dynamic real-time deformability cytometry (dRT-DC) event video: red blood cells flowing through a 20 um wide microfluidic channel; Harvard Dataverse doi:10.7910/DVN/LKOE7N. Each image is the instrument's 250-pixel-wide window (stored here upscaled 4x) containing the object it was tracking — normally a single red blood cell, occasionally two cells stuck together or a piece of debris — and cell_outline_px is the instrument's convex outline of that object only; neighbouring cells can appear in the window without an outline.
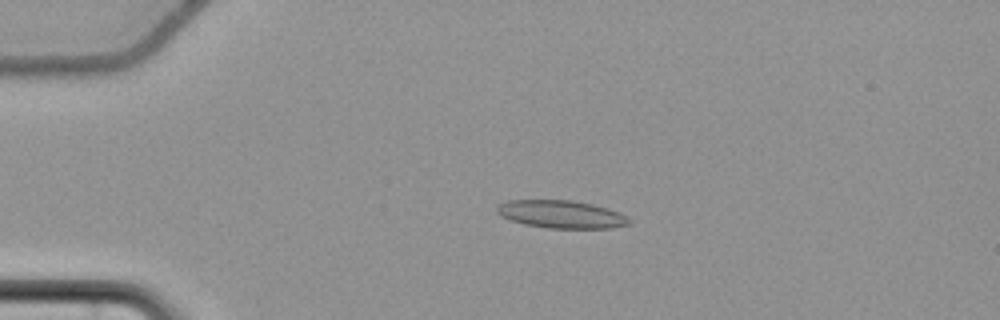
{"species": "common noctule bat (a hibernating species)", "species_latin": "Nyctalus noctula", "temperature_condition": "cold", "stored_images_in_passage": 56, "camera_frame_rate_fps": 3000, "um_per_image_px": 0.085, "animal": {"sex": "female", "body_mass_g": 22.7, "forearm_length_mm": 54.2}, "frame": {"image": 1, "passage_image": 12, "time_ms": 3.667, "image_size_px": [1000, 320], "cell_outline_px": [[632, 224], [612, 228], [548, 228], [524, 224], [500, 216], [496, 212], [496, 208], [500, 204], [508, 200], [572, 200], [592, 204], [608, 208], [632, 220]], "centroid_in_image_um": [47.71, 18.21], "position_along_channel_um": 37.3, "area_um2": 21.39}}
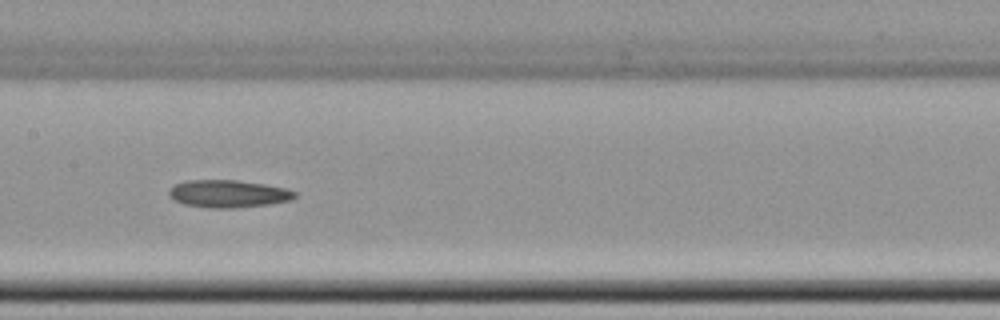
{"frame": {"image": 2, "passage_image": 28, "time_ms": 9.0, "image_size_px": [1000, 320], "cell_outline_px": [[296, 196], [292, 200], [272, 204], [236, 208], [212, 208], [184, 204], [176, 200], [168, 192], [176, 184], [184, 180], [236, 180], [264, 184], [288, 188], [296, 192]], "centroid_in_image_um": [19.48, 16.47], "position_along_channel_um": 187.9, "area_um2": 20.17}}
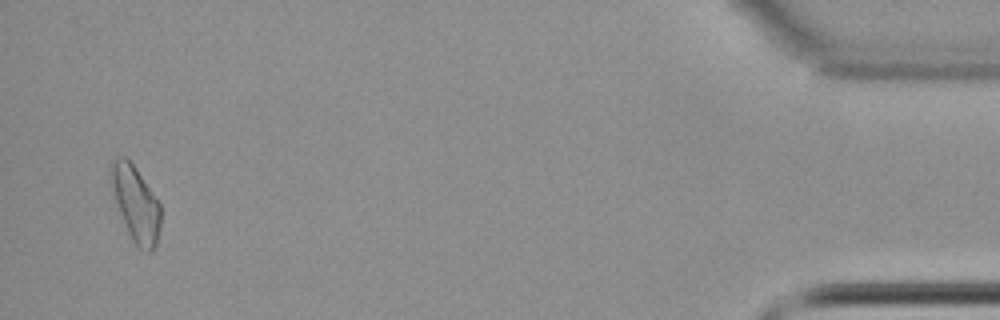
{"frame": {"image": 3, "passage_image": 54, "time_ms": 17.667, "image_size_px": [1000, 320], "cell_outline_px": [[160, 228], [156, 244], [148, 252], [140, 248], [136, 244], [128, 232], [120, 212], [112, 188], [108, 168], [120, 156], [124, 156], [132, 164], [160, 204]], "centroid_in_image_um": [11.53, 17.31], "position_along_channel_um": 423.7, "area_um2": 20.98}}